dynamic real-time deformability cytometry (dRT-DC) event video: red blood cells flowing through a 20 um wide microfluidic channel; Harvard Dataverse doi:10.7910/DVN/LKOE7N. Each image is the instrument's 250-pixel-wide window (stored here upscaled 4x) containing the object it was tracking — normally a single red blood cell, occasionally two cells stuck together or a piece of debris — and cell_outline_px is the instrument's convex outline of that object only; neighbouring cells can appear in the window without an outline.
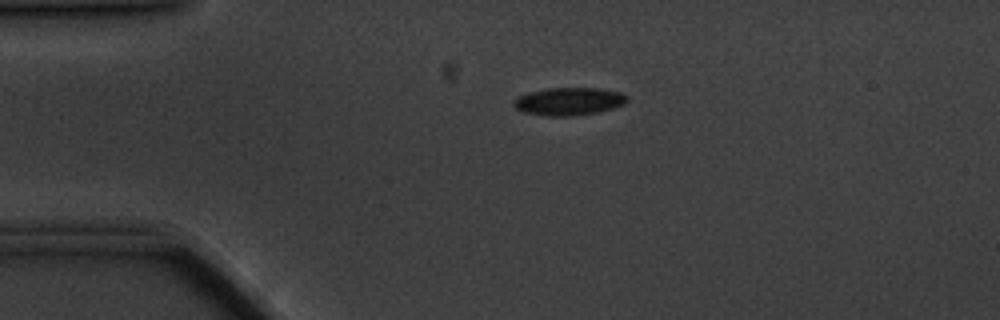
{"species": "common noctule bat (a hibernating species)", "species_latin": "Nyctalus noctula", "temperature_condition": "cold", "stored_images_in_passage": 46, "camera_frame_rate_fps": 3000, "um_per_image_px": 0.085, "animal": {"sex": "male", "body_mass_g": 20.1, "forearm_length_mm": 53.5}, "frame": {"image": 1, "passage_image": 1, "time_ms": 0.0, "image_size_px": [1000, 320], "cell_outline_px": [[628, 100], [624, 104], [612, 108], [596, 112], [572, 116], [544, 116], [524, 112], [516, 108], [512, 104], [512, 100], [528, 92], [548, 88], [600, 88], [620, 92], [628, 96]], "centroid_in_image_um": [48.34, 8.61], "position_along_channel_um": 36.7, "area_um2": 18.38}}
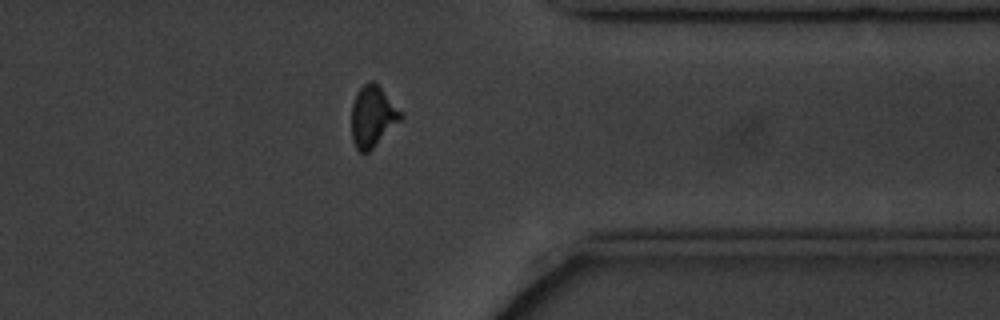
{"frame": {"image": 2, "passage_image": 34, "time_ms": 11.0, "image_size_px": [1000, 320], "cell_outline_px": [[404, 116], [368, 152], [360, 152], [356, 148], [352, 140], [352, 104], [356, 92], [368, 80], [372, 80], [380, 88]], "centroid_in_image_um": [31.63, 9.89], "position_along_channel_um": 379.8, "area_um2": 16.99}}
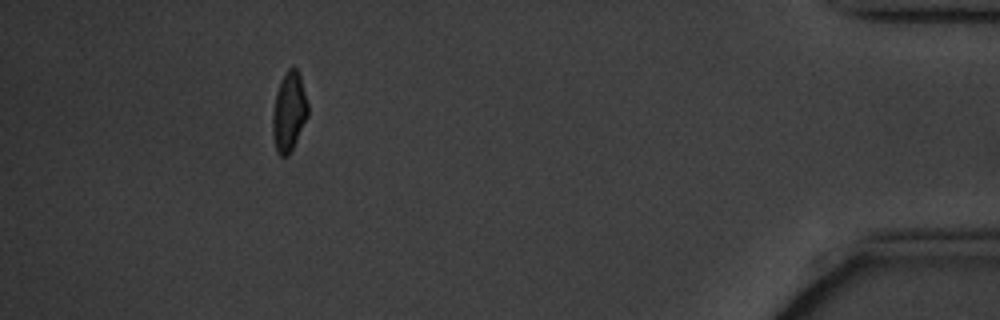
{"frame": {"image": 3, "passage_image": 41, "time_ms": 13.333, "image_size_px": [1000, 320], "cell_outline_px": [[308, 116], [288, 156], [280, 156], [276, 152], [272, 132], [272, 112], [276, 92], [280, 80], [284, 72], [288, 68], [296, 68], [300, 76], [308, 104]], "centroid_in_image_um": [24.54, 9.49], "position_along_channel_um": 410.7, "area_um2": 16.36}}